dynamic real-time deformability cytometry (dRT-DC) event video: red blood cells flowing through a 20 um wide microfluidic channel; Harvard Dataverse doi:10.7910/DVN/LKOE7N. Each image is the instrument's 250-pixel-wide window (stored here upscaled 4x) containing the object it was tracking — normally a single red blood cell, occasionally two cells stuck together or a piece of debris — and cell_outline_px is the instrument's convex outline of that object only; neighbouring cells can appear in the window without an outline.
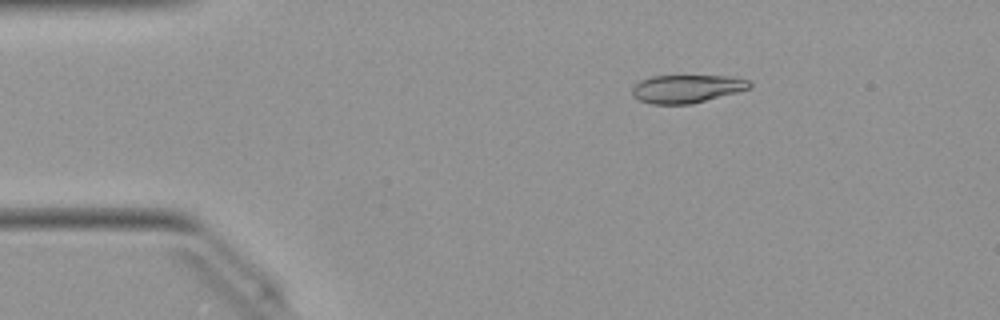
{"species": "Egyptian fruit bat (a non-hibernating species)", "species_latin": "Rousettus aegyptiacus", "temperature_condition": "warm", "stored_images_in_passage": 46, "camera_frame_rate_fps": 3000, "um_per_image_px": 0.085, "animal": {"sex": "female"}, "frame": {"image": 1, "passage_image": 4, "time_ms": 1.0, "image_size_px": [1000, 320], "cell_outline_px": [[752, 88], [692, 104], [652, 104], [640, 100], [632, 96], [632, 88], [640, 80], [652, 76], [728, 76], [752, 80]], "centroid_in_image_um": [58.4, 7.54], "position_along_channel_um": 26.6, "area_um2": 19.31}}
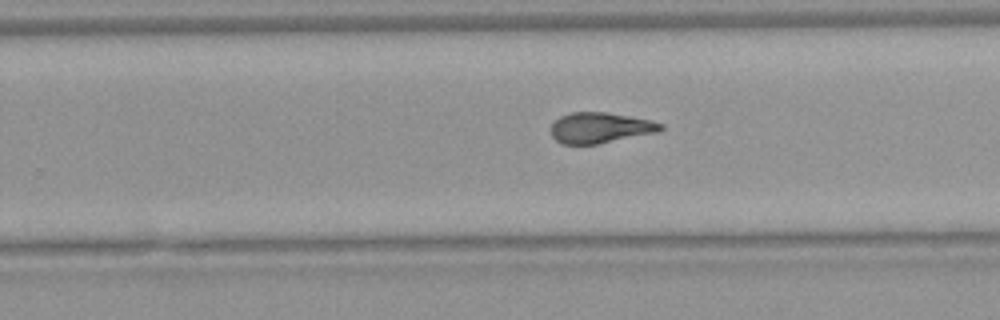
{"frame": {"image": 2, "passage_image": 27, "time_ms": 8.667, "image_size_px": [1000, 320], "cell_outline_px": [[664, 128], [660, 132], [600, 144], [560, 144], [552, 136], [552, 124], [560, 116], [572, 112], [608, 112], [652, 120], [664, 124]], "centroid_in_image_um": [51.07, 10.86], "position_along_channel_um": 278.7, "area_um2": 19.88}}
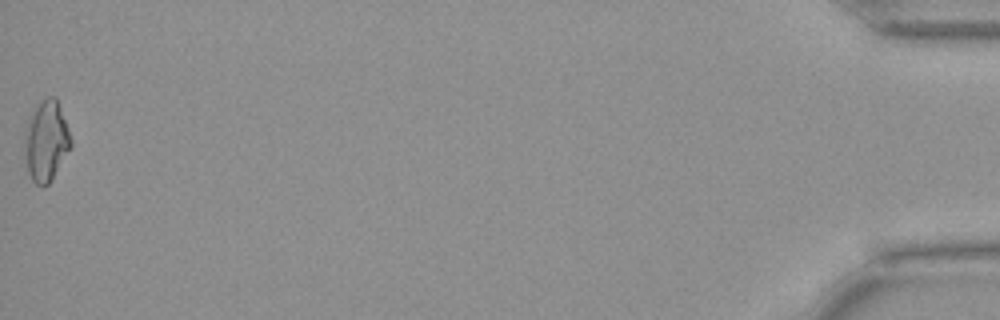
{"frame": {"image": 3, "passage_image": 46, "time_ms": 15.0, "image_size_px": [1000, 320], "cell_outline_px": [[72, 144], [48, 184], [44, 188], [36, 184], [32, 180], [28, 172], [24, 160], [24, 132], [28, 120], [36, 104], [44, 96], [56, 96], [68, 128], [72, 140]], "centroid_in_image_um": [3.89, 11.95], "position_along_channel_um": 431.3, "area_um2": 21.91}, "authors_computed_cell_mechanics": {"area_um2": 20.0566, "velocity_mm_per_s": 4.0519, "shape_relaxation_time_tau1_ms": 6.5728, "shape_relaxation_time_tau2_ms": 2.0724, "deformation_change_tau1": 0.2183, "deformation_change_tau2": 0.1007}}